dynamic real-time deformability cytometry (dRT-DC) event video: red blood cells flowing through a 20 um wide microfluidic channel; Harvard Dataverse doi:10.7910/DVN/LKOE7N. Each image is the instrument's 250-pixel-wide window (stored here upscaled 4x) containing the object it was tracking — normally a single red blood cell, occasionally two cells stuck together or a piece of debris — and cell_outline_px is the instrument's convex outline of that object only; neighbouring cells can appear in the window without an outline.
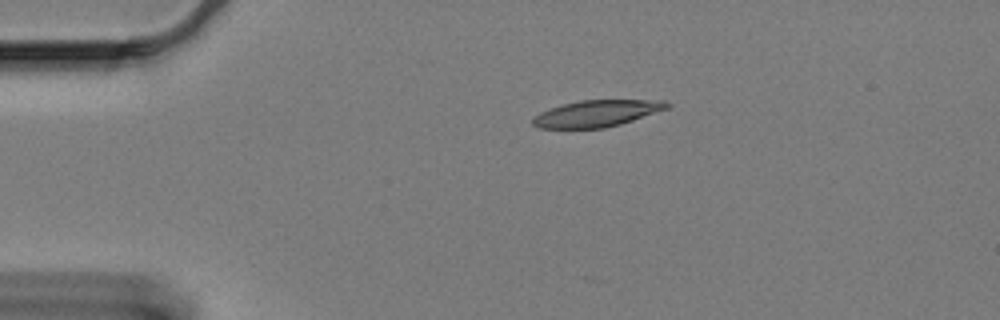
{"species": "Egyptian fruit bat (a non-hibernating species)", "species_latin": "Rousettus aegyptiacus", "temperature_condition": "cold", "stored_images_in_passage": 36, "camera_frame_rate_fps": 3000, "um_per_image_px": 0.085, "animal": {"sex": "female"}, "frame": {"image": 1, "passage_image": 1, "time_ms": 0.0, "image_size_px": [1000, 320], "cell_outline_px": [[672, 104], [668, 108], [620, 124], [604, 128], [540, 128], [532, 124], [532, 120], [540, 112], [564, 104], [580, 100], [664, 100]], "centroid_in_image_um": [50.75, 9.64], "position_along_channel_um": 34.3, "area_um2": 20.52}}
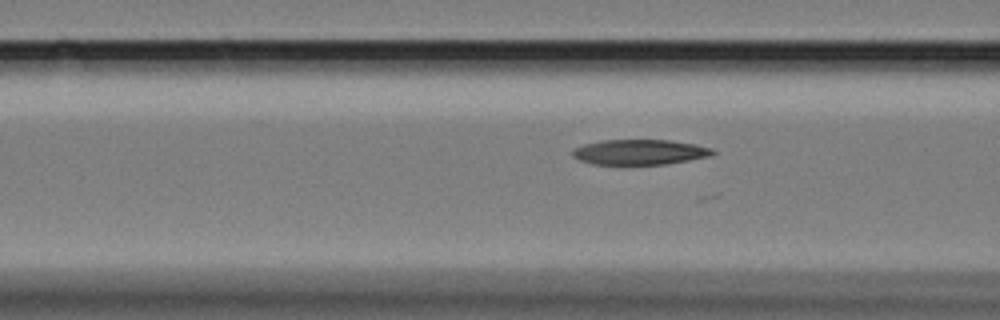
{"frame": {"image": 2, "passage_image": 12, "time_ms": 3.667, "image_size_px": [1000, 320], "cell_outline_px": [[716, 152], [712, 156], [664, 164], [592, 164], [580, 160], [572, 156], [572, 148], [584, 144], [604, 140], [668, 140], [696, 144], [712, 148]], "centroid_in_image_um": [54.38, 12.92], "position_along_channel_um": 112.2, "area_um2": 20.58}}
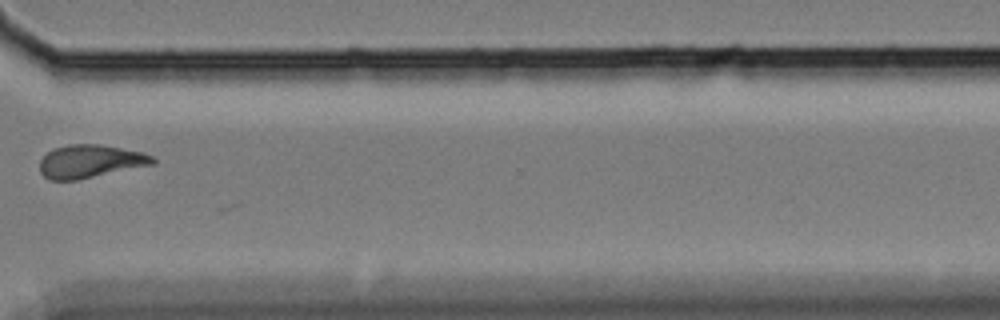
{"frame": {"image": 3, "passage_image": 35, "time_ms": 11.333, "image_size_px": [1000, 320], "cell_outline_px": [[156, 164], [76, 180], [48, 180], [40, 172], [40, 160], [52, 148], [68, 144], [100, 144], [144, 152], [156, 156]], "centroid_in_image_um": [7.71, 13.71], "position_along_channel_um": 362.9, "area_um2": 22.08}}